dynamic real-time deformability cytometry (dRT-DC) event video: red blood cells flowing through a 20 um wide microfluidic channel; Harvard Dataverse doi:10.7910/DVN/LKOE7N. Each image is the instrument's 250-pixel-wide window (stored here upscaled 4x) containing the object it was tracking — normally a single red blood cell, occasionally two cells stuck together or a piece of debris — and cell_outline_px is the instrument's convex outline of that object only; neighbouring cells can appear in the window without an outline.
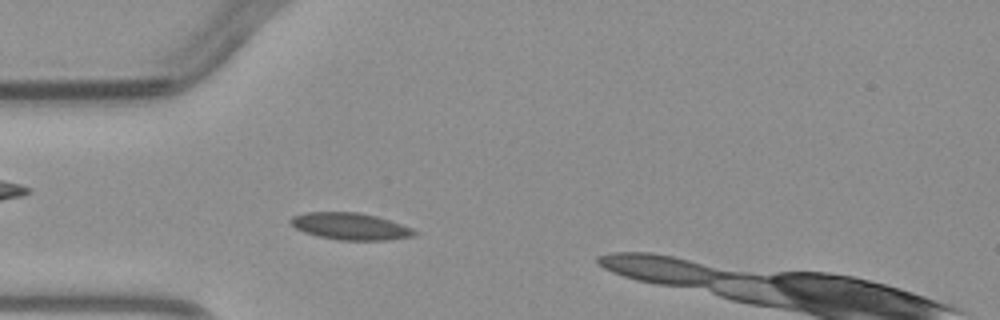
{"species": "common noctule bat (a hibernating species)", "species_latin": "Nyctalus noctula", "temperature_condition": "warm", "stored_images_in_passage": 6, "camera_frame_rate_fps": 3000, "um_per_image_px": 0.085, "animal": {"sex": "male", "body_mass_g": 23.1, "forearm_length_mm": 52.7}, "frame": {"image": 1, "passage_image": 5, "time_ms": 5.333, "image_size_px": [1000, 320], "cell_outline_px": [[420, 232], [416, 236], [388, 240], [340, 240], [320, 236], [304, 232], [296, 228], [288, 220], [292, 216], [308, 212], [360, 212], [376, 216], [412, 228]], "centroid_in_image_um": [29.81, 19.24], "position_along_channel_um": 55.2, "area_um2": 19.36}}